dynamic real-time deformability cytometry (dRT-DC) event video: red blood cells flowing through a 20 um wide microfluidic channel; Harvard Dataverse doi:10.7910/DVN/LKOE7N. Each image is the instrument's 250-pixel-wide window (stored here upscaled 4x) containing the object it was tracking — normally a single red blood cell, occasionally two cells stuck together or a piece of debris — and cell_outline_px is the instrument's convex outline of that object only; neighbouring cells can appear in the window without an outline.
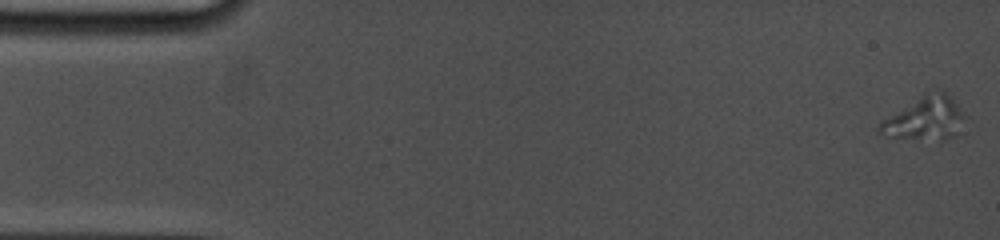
{"species": "common noctule bat (a hibernating species)", "species_latin": "Nyctalus noctula", "temperature_condition": "cold", "stored_images_in_passage": 35, "camera_frame_rate_fps": 5000, "um_per_image_px": 0.085, "animal": {"sex": "female", "body_mass_g": 19.0, "forearm_length_mm": 53.3}, "frame": {"image": 1, "passage_image": 1, "time_ms": 0.0, "image_size_px": [1000, 240], "cell_outline_px": [[964, 116], [956, 136], [944, 140], [940, 140], [892, 136], [880, 132], [876, 128], [880, 120], [928, 88], [940, 88], [964, 112]], "centroid_in_image_um": [78.6, 9.99], "position_along_channel_um": 6.4, "area_um2": 21.91}}
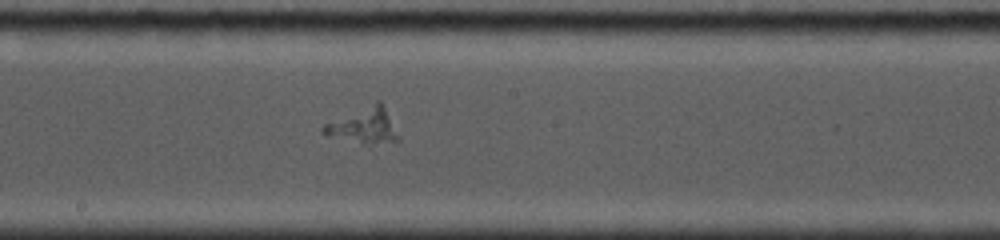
{"frame": {"image": 2, "passage_image": 16, "time_ms": 9.2, "image_size_px": [1000, 240], "cell_outline_px": [[400, 140], [364, 144], [320, 132], [320, 128], [324, 124], [376, 100], [380, 100]], "centroid_in_image_um": [30.89, 10.66], "position_along_channel_um": 217.3, "area_um2": 14.85}}
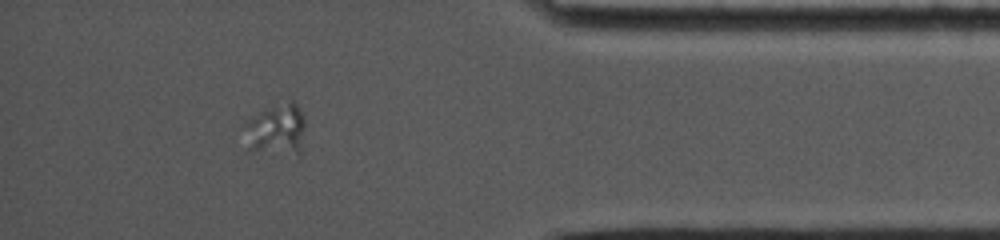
{"frame": {"image": 3, "passage_image": 30, "time_ms": 14.8, "image_size_px": [1000, 240], "cell_outline_px": [[304, 128], [300, 156], [248, 152], [244, 124], [252, 116], [292, 100], [296, 104], [304, 120]], "centroid_in_image_um": [23.48, 11.12], "position_along_channel_um": 411.7, "area_um2": 18.38}}